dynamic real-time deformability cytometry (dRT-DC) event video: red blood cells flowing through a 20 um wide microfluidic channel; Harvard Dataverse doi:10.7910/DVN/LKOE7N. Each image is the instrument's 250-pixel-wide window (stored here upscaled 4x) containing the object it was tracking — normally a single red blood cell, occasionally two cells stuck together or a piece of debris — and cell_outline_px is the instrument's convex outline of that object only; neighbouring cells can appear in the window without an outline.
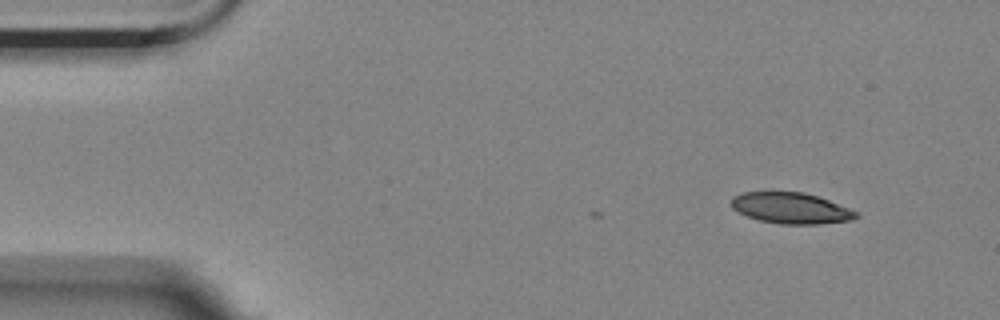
{"species": "Egyptian fruit bat (a non-hibernating species)", "species_latin": "Rousettus aegyptiacus", "temperature_condition": "room temperature", "stored_images_in_passage": 3, "camera_frame_rate_fps": 3000, "um_per_image_px": 0.085, "animal": {"sex": "female"}, "frame": {"image": 1, "passage_image": 1, "time_ms": 0.0, "image_size_px": [1000, 320], "cell_outline_px": [[860, 216], [852, 220], [820, 224], [780, 224], [760, 220], [748, 216], [732, 208], [732, 196], [744, 192], [804, 192], [828, 200], [860, 212]], "centroid_in_image_um": [67.28, 17.69], "position_along_channel_um": 17.7, "area_um2": 22.48}}